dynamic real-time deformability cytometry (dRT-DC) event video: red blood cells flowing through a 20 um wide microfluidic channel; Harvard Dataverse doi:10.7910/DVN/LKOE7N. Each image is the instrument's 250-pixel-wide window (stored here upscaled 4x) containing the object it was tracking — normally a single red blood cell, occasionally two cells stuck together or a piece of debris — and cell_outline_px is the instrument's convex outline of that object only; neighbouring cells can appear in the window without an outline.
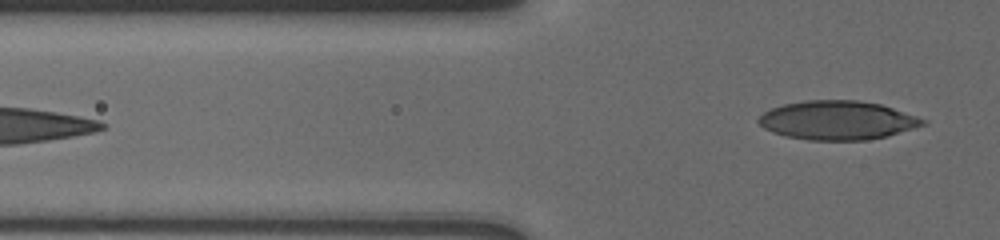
{"species": "human", "species_latin": "Homo sapiens", "temperature_condition": "cold", "stored_images_in_passage": 3, "segment_of_instrument_passage": [2, 2], "camera_frame_rate_fps": 3000, "um_per_image_px": 0.085, "donor": {"sex": "male"}, "frame": {"image": 1, "passage_image": 3, "time_ms": 1.667, "image_size_px": [1000, 240], "cell_outline_px": [[928, 120], [924, 124], [912, 128], [884, 136], [868, 140], [808, 140], [784, 136], [772, 132], [764, 128], [756, 120], [764, 112], [772, 108], [784, 104], [804, 100], [860, 100], [880, 104]], "centroid_in_image_um": [71.13, 10.22], "position_along_channel_um": 54.7, "area_um2": 36.99}}